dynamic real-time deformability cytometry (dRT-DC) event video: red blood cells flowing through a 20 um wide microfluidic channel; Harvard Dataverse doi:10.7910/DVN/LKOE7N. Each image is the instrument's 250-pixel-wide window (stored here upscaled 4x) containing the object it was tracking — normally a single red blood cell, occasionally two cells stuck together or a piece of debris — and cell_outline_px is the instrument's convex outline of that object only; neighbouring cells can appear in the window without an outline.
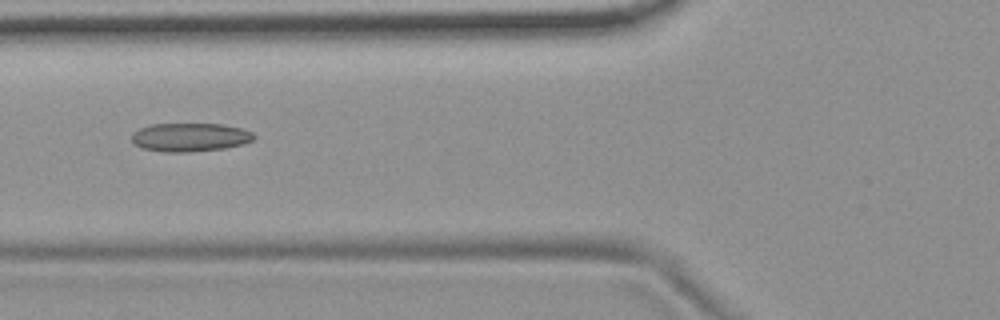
{"species": "common noctule bat (a hibernating species)", "species_latin": "Nyctalus noctula", "temperature_condition": "room temperature", "stored_images_in_passage": 7, "camera_frame_rate_fps": 3000, "um_per_image_px": 0.085, "animal": {"sex": "female", "body_mass_g": 19.9}, "frame": {"image": 1, "passage_image": 5, "time_ms": 5.333, "image_size_px": [1000, 320], "cell_outline_px": [[256, 136], [252, 140], [244, 144], [224, 148], [188, 152], [164, 152], [144, 148], [136, 144], [132, 140], [132, 132], [140, 128], [152, 124], [224, 124], [240, 128], [252, 132]], "centroid_in_image_um": [16.17, 11.66], "position_along_channel_um": 109.6, "area_um2": 20.23}}
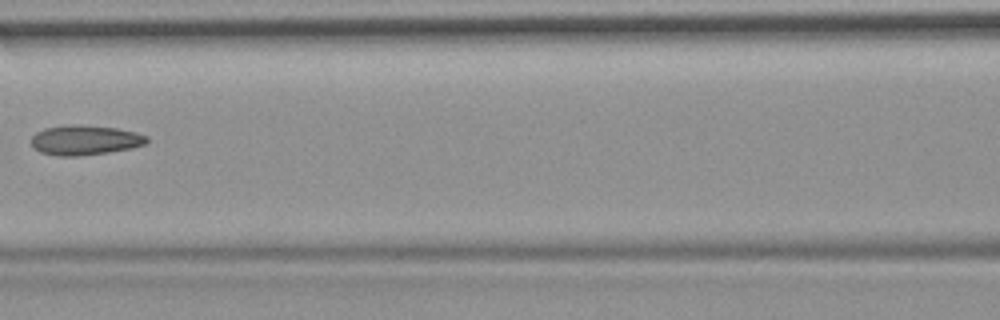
{"frame": {"image": 2, "passage_image": 6, "time_ms": 6.667, "image_size_px": [1000, 320], "cell_outline_px": [[148, 140], [144, 144], [132, 148], [108, 152], [80, 156], [60, 156], [40, 152], [32, 144], [32, 136], [36, 132], [44, 128], [68, 124], [72, 124], [116, 128], [136, 132], [148, 136]], "centroid_in_image_um": [7.22, 11.9], "position_along_channel_um": 159.4, "area_um2": 20.0}}